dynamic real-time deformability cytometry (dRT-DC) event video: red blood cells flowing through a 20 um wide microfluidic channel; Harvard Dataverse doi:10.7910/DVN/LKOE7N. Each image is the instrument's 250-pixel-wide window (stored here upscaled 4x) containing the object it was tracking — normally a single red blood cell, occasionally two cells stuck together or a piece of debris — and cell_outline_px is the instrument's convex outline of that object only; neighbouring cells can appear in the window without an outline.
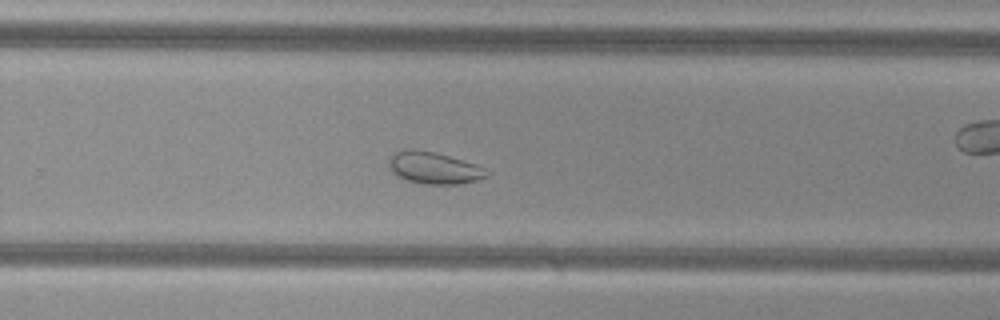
{"species": "common noctule bat (a hibernating species)", "species_latin": "Nyctalus noctula", "temperature_condition": "cold", "stored_images_in_passage": 40, "camera_frame_rate_fps": 3000, "um_per_image_px": 0.085, "animal": {"sex": "female", "body_mass_g": 29.2, "forearm_length_mm": 56.3}, "frame": {"image": 1, "passage_image": 29, "time_ms": 9.333, "image_size_px": [1000, 320], "cell_outline_px": [[492, 172], [488, 176], [476, 180], [456, 184], [420, 184], [404, 180], [396, 176], [388, 168], [388, 160], [396, 152], [408, 148], [412, 148], [436, 152], [476, 164]], "centroid_in_image_um": [36.86, 14.27], "position_along_channel_um": 292.9, "area_um2": 18.5}}
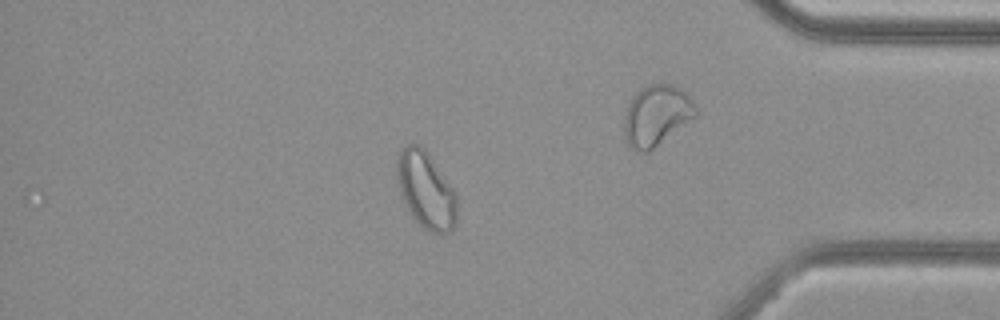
{"frame": {"image": 2, "passage_image": 40, "time_ms": 13.0, "image_size_px": [1000, 320], "cell_outline_px": [[456, 220], [452, 228], [444, 236], [432, 232], [416, 224], [400, 192], [396, 176], [396, 156], [400, 148], [404, 144], [420, 144], [428, 152], [456, 192]], "centroid_in_image_um": [36.18, 16.12], "position_along_channel_um": 399.0, "area_um2": 27.28}, "authors_computed_cell_mechanics": {"area_um2": 21.7617, "velocity_mm_per_s": 3.7902, "shape_relaxation_time_tau1_ms": null, "shape_relaxation_time_tau2_ms": 2.0469, "deformation_change_tau1": null, "deformation_change_tau2": 0.0727}}